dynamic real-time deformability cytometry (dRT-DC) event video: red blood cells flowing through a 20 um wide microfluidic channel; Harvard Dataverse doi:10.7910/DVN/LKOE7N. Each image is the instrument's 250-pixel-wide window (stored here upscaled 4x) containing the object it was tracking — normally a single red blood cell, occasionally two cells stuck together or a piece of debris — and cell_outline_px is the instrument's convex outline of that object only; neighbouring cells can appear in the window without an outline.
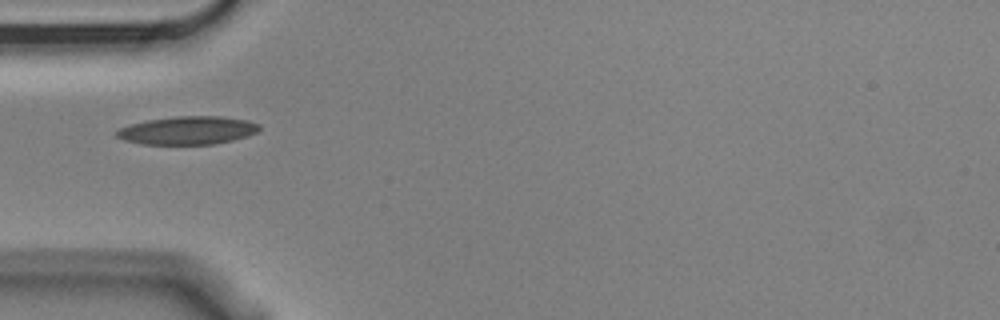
{"species": "Egyptian fruit bat (a non-hibernating species)", "species_latin": "Rousettus aegyptiacus", "temperature_condition": "cold", "stored_images_in_passage": 5, "camera_frame_rate_fps": 3000, "um_per_image_px": 0.085, "animal": {"sex": "male"}, "frame": {"image": 1, "passage_image": 1, "time_ms": 0.0, "image_size_px": [1000, 320], "cell_outline_px": [[260, 128], [256, 132], [248, 136], [232, 140], [212, 144], [140, 144], [124, 140], [116, 136], [116, 132], [120, 128], [132, 124], [148, 120], [176, 116], [220, 116], [248, 120], [260, 124]], "centroid_in_image_um": [15.97, 11.08], "position_along_channel_um": 69.0, "area_um2": 23.29}}
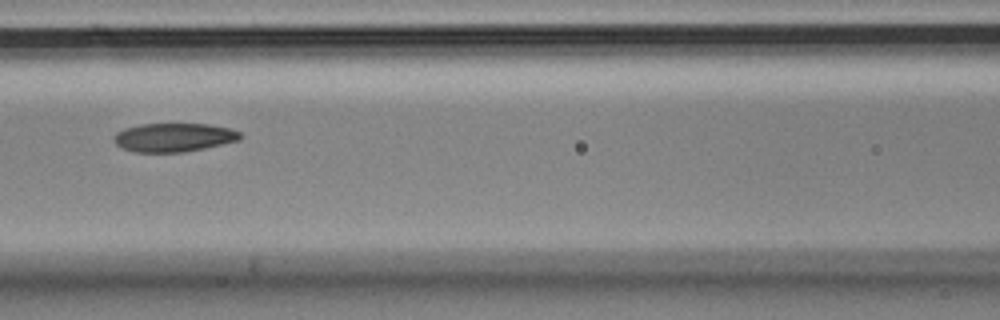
{"frame": {"image": 2, "passage_image": 3, "time_ms": 0.667, "image_size_px": [1000, 320], "cell_outline_px": [[240, 140], [204, 148], [184, 152], [136, 152], [124, 148], [116, 144], [112, 136], [116, 132], [124, 128], [140, 124], [208, 124], [228, 128], [240, 132]], "centroid_in_image_um": [14.74, 11.67], "position_along_channel_um": 151.9, "area_um2": 20.98}}
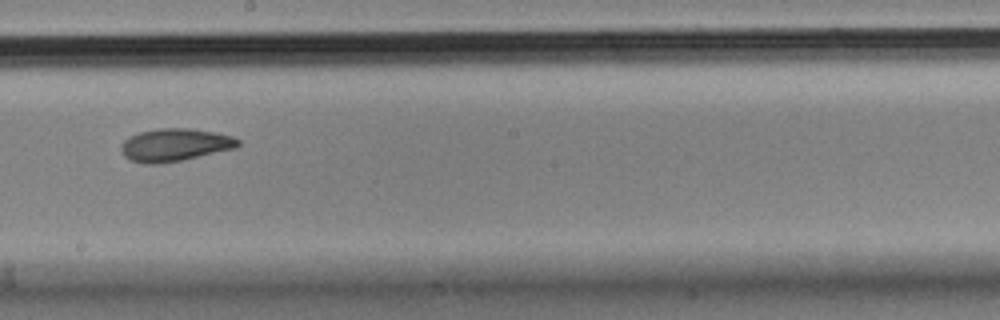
{"frame": {"image": 3, "passage_image": 5, "time_ms": 1.333, "image_size_px": [1000, 320], "cell_outline_px": [[240, 144], [236, 148], [180, 160], [160, 164], [144, 164], [128, 160], [124, 156], [120, 148], [120, 144], [128, 136], [140, 132], [156, 128], [192, 128], [216, 132], [232, 136], [240, 140]], "centroid_in_image_um": [14.83, 12.31], "position_along_channel_um": 233.4, "area_um2": 22.54}}